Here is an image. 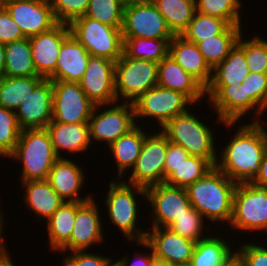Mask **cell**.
<instances>
[{
  "instance_id": "obj_44",
  "label": "cell",
  "mask_w": 267,
  "mask_h": 266,
  "mask_svg": "<svg viewBox=\"0 0 267 266\" xmlns=\"http://www.w3.org/2000/svg\"><path fill=\"white\" fill-rule=\"evenodd\" d=\"M50 3L56 21L69 25L85 15L90 0H50Z\"/></svg>"
},
{
  "instance_id": "obj_51",
  "label": "cell",
  "mask_w": 267,
  "mask_h": 266,
  "mask_svg": "<svg viewBox=\"0 0 267 266\" xmlns=\"http://www.w3.org/2000/svg\"><path fill=\"white\" fill-rule=\"evenodd\" d=\"M252 182L257 185L267 187V150L264 153L259 173L252 180Z\"/></svg>"
},
{
  "instance_id": "obj_32",
  "label": "cell",
  "mask_w": 267,
  "mask_h": 266,
  "mask_svg": "<svg viewBox=\"0 0 267 266\" xmlns=\"http://www.w3.org/2000/svg\"><path fill=\"white\" fill-rule=\"evenodd\" d=\"M208 235L195 244L189 263L191 266H223L234 254V247L229 246L225 237L221 239V236L219 238L216 234Z\"/></svg>"
},
{
  "instance_id": "obj_37",
  "label": "cell",
  "mask_w": 267,
  "mask_h": 266,
  "mask_svg": "<svg viewBox=\"0 0 267 266\" xmlns=\"http://www.w3.org/2000/svg\"><path fill=\"white\" fill-rule=\"evenodd\" d=\"M214 166L205 158L188 156L165 179L164 183L174 187L187 188L201 179Z\"/></svg>"
},
{
  "instance_id": "obj_36",
  "label": "cell",
  "mask_w": 267,
  "mask_h": 266,
  "mask_svg": "<svg viewBox=\"0 0 267 266\" xmlns=\"http://www.w3.org/2000/svg\"><path fill=\"white\" fill-rule=\"evenodd\" d=\"M171 40L123 37V52L134 59L151 60L159 63L169 55Z\"/></svg>"
},
{
  "instance_id": "obj_2",
  "label": "cell",
  "mask_w": 267,
  "mask_h": 266,
  "mask_svg": "<svg viewBox=\"0 0 267 266\" xmlns=\"http://www.w3.org/2000/svg\"><path fill=\"white\" fill-rule=\"evenodd\" d=\"M236 185L237 183L214 166L201 179L188 186L186 191L191 206L206 221L229 225Z\"/></svg>"
},
{
  "instance_id": "obj_3",
  "label": "cell",
  "mask_w": 267,
  "mask_h": 266,
  "mask_svg": "<svg viewBox=\"0 0 267 266\" xmlns=\"http://www.w3.org/2000/svg\"><path fill=\"white\" fill-rule=\"evenodd\" d=\"M111 180L107 195H105L104 203L108 211V218L110 224L112 223L128 241L141 242L145 241L147 231L149 229H142L137 226L139 207L137 196H144L146 199V189L140 186L129 184L124 180ZM136 196V197H135ZM138 202V203H137ZM137 223V224H136Z\"/></svg>"
},
{
  "instance_id": "obj_52",
  "label": "cell",
  "mask_w": 267,
  "mask_h": 266,
  "mask_svg": "<svg viewBox=\"0 0 267 266\" xmlns=\"http://www.w3.org/2000/svg\"><path fill=\"white\" fill-rule=\"evenodd\" d=\"M3 240L0 241V266H15L16 264L12 263L10 251L7 250V244Z\"/></svg>"
},
{
  "instance_id": "obj_33",
  "label": "cell",
  "mask_w": 267,
  "mask_h": 266,
  "mask_svg": "<svg viewBox=\"0 0 267 266\" xmlns=\"http://www.w3.org/2000/svg\"><path fill=\"white\" fill-rule=\"evenodd\" d=\"M77 211V202L64 201L46 222L51 250L57 252L71 237Z\"/></svg>"
},
{
  "instance_id": "obj_49",
  "label": "cell",
  "mask_w": 267,
  "mask_h": 266,
  "mask_svg": "<svg viewBox=\"0 0 267 266\" xmlns=\"http://www.w3.org/2000/svg\"><path fill=\"white\" fill-rule=\"evenodd\" d=\"M188 156V152L182 146L172 143L167 139L164 181Z\"/></svg>"
},
{
  "instance_id": "obj_17",
  "label": "cell",
  "mask_w": 267,
  "mask_h": 266,
  "mask_svg": "<svg viewBox=\"0 0 267 266\" xmlns=\"http://www.w3.org/2000/svg\"><path fill=\"white\" fill-rule=\"evenodd\" d=\"M79 83L94 105H108L117 102L115 61L90 55L85 73Z\"/></svg>"
},
{
  "instance_id": "obj_19",
  "label": "cell",
  "mask_w": 267,
  "mask_h": 266,
  "mask_svg": "<svg viewBox=\"0 0 267 266\" xmlns=\"http://www.w3.org/2000/svg\"><path fill=\"white\" fill-rule=\"evenodd\" d=\"M15 113L21 130L45 129L52 121V81L50 79H43Z\"/></svg>"
},
{
  "instance_id": "obj_22",
  "label": "cell",
  "mask_w": 267,
  "mask_h": 266,
  "mask_svg": "<svg viewBox=\"0 0 267 266\" xmlns=\"http://www.w3.org/2000/svg\"><path fill=\"white\" fill-rule=\"evenodd\" d=\"M75 160L59 158L52 166L47 181L57 194L67 202H85L93 196L84 198L79 194L85 184V171ZM84 171V172H83Z\"/></svg>"
},
{
  "instance_id": "obj_5",
  "label": "cell",
  "mask_w": 267,
  "mask_h": 266,
  "mask_svg": "<svg viewBox=\"0 0 267 266\" xmlns=\"http://www.w3.org/2000/svg\"><path fill=\"white\" fill-rule=\"evenodd\" d=\"M191 111L188 110L169 120L160 131L168 141L182 146L190 156L205 158L215 166L218 149L214 130L201 121L200 116L191 114Z\"/></svg>"
},
{
  "instance_id": "obj_53",
  "label": "cell",
  "mask_w": 267,
  "mask_h": 266,
  "mask_svg": "<svg viewBox=\"0 0 267 266\" xmlns=\"http://www.w3.org/2000/svg\"><path fill=\"white\" fill-rule=\"evenodd\" d=\"M223 266H245L242 258L234 252V254L224 263Z\"/></svg>"
},
{
  "instance_id": "obj_1",
  "label": "cell",
  "mask_w": 267,
  "mask_h": 266,
  "mask_svg": "<svg viewBox=\"0 0 267 266\" xmlns=\"http://www.w3.org/2000/svg\"><path fill=\"white\" fill-rule=\"evenodd\" d=\"M264 123L267 122L239 123L232 140L218 154L215 166L235 183L252 181L259 173L267 150V129Z\"/></svg>"
},
{
  "instance_id": "obj_60",
  "label": "cell",
  "mask_w": 267,
  "mask_h": 266,
  "mask_svg": "<svg viewBox=\"0 0 267 266\" xmlns=\"http://www.w3.org/2000/svg\"><path fill=\"white\" fill-rule=\"evenodd\" d=\"M178 266H191L190 264H183V265H178Z\"/></svg>"
},
{
  "instance_id": "obj_14",
  "label": "cell",
  "mask_w": 267,
  "mask_h": 266,
  "mask_svg": "<svg viewBox=\"0 0 267 266\" xmlns=\"http://www.w3.org/2000/svg\"><path fill=\"white\" fill-rule=\"evenodd\" d=\"M146 200L150 204L152 227L168 228L191 207L185 188L174 187L165 183L146 188Z\"/></svg>"
},
{
  "instance_id": "obj_21",
  "label": "cell",
  "mask_w": 267,
  "mask_h": 266,
  "mask_svg": "<svg viewBox=\"0 0 267 266\" xmlns=\"http://www.w3.org/2000/svg\"><path fill=\"white\" fill-rule=\"evenodd\" d=\"M145 242L152 248L154 256L176 265L189 264L196 242L182 237L165 227H151Z\"/></svg>"
},
{
  "instance_id": "obj_50",
  "label": "cell",
  "mask_w": 267,
  "mask_h": 266,
  "mask_svg": "<svg viewBox=\"0 0 267 266\" xmlns=\"http://www.w3.org/2000/svg\"><path fill=\"white\" fill-rule=\"evenodd\" d=\"M138 244L144 248L146 247L148 253L146 251L142 252L141 255L138 253H136V260H132L131 262L129 261V255L125 254V257H122L121 259H118L117 261H115V263L118 265V266H150L151 265V262H152V259L154 257V253H153V250L152 248L145 242V241H141V242H137V246ZM144 253V254H143ZM139 256V257H137ZM128 257V258H127ZM131 263V264H130Z\"/></svg>"
},
{
  "instance_id": "obj_7",
  "label": "cell",
  "mask_w": 267,
  "mask_h": 266,
  "mask_svg": "<svg viewBox=\"0 0 267 266\" xmlns=\"http://www.w3.org/2000/svg\"><path fill=\"white\" fill-rule=\"evenodd\" d=\"M70 33L90 55L117 61L123 55L122 27H113L82 16L69 24Z\"/></svg>"
},
{
  "instance_id": "obj_55",
  "label": "cell",
  "mask_w": 267,
  "mask_h": 266,
  "mask_svg": "<svg viewBox=\"0 0 267 266\" xmlns=\"http://www.w3.org/2000/svg\"><path fill=\"white\" fill-rule=\"evenodd\" d=\"M5 70V44L0 43V79L4 77Z\"/></svg>"
},
{
  "instance_id": "obj_16",
  "label": "cell",
  "mask_w": 267,
  "mask_h": 266,
  "mask_svg": "<svg viewBox=\"0 0 267 266\" xmlns=\"http://www.w3.org/2000/svg\"><path fill=\"white\" fill-rule=\"evenodd\" d=\"M122 37L173 39L165 18L154 4L124 8Z\"/></svg>"
},
{
  "instance_id": "obj_23",
  "label": "cell",
  "mask_w": 267,
  "mask_h": 266,
  "mask_svg": "<svg viewBox=\"0 0 267 266\" xmlns=\"http://www.w3.org/2000/svg\"><path fill=\"white\" fill-rule=\"evenodd\" d=\"M158 86L175 90L186 95L193 103H202L205 87L187 73L171 56L158 63Z\"/></svg>"
},
{
  "instance_id": "obj_47",
  "label": "cell",
  "mask_w": 267,
  "mask_h": 266,
  "mask_svg": "<svg viewBox=\"0 0 267 266\" xmlns=\"http://www.w3.org/2000/svg\"><path fill=\"white\" fill-rule=\"evenodd\" d=\"M235 252L242 258L245 266H267V246L256 243H241ZM239 250V251H238Z\"/></svg>"
},
{
  "instance_id": "obj_11",
  "label": "cell",
  "mask_w": 267,
  "mask_h": 266,
  "mask_svg": "<svg viewBox=\"0 0 267 266\" xmlns=\"http://www.w3.org/2000/svg\"><path fill=\"white\" fill-rule=\"evenodd\" d=\"M193 104L179 91L154 86L133 102L136 124L138 119L150 117L161 129L169 120L187 112Z\"/></svg>"
},
{
  "instance_id": "obj_20",
  "label": "cell",
  "mask_w": 267,
  "mask_h": 266,
  "mask_svg": "<svg viewBox=\"0 0 267 266\" xmlns=\"http://www.w3.org/2000/svg\"><path fill=\"white\" fill-rule=\"evenodd\" d=\"M70 34L68 24L57 23L50 30L29 38L39 76L48 79L55 72L61 45Z\"/></svg>"
},
{
  "instance_id": "obj_46",
  "label": "cell",
  "mask_w": 267,
  "mask_h": 266,
  "mask_svg": "<svg viewBox=\"0 0 267 266\" xmlns=\"http://www.w3.org/2000/svg\"><path fill=\"white\" fill-rule=\"evenodd\" d=\"M67 253L61 261L63 266H111L115 261L112 256L106 257L87 250Z\"/></svg>"
},
{
  "instance_id": "obj_24",
  "label": "cell",
  "mask_w": 267,
  "mask_h": 266,
  "mask_svg": "<svg viewBox=\"0 0 267 266\" xmlns=\"http://www.w3.org/2000/svg\"><path fill=\"white\" fill-rule=\"evenodd\" d=\"M90 53L70 34L62 43L51 81L79 83L85 73Z\"/></svg>"
},
{
  "instance_id": "obj_10",
  "label": "cell",
  "mask_w": 267,
  "mask_h": 266,
  "mask_svg": "<svg viewBox=\"0 0 267 266\" xmlns=\"http://www.w3.org/2000/svg\"><path fill=\"white\" fill-rule=\"evenodd\" d=\"M136 125L133 103L120 104L118 101L108 105H95L89 119L90 141H102L109 146Z\"/></svg>"
},
{
  "instance_id": "obj_12",
  "label": "cell",
  "mask_w": 267,
  "mask_h": 266,
  "mask_svg": "<svg viewBox=\"0 0 267 266\" xmlns=\"http://www.w3.org/2000/svg\"><path fill=\"white\" fill-rule=\"evenodd\" d=\"M148 133L140 152V155L130 170L129 184L148 188L164 183L165 157L167 153V137L159 130Z\"/></svg>"
},
{
  "instance_id": "obj_38",
  "label": "cell",
  "mask_w": 267,
  "mask_h": 266,
  "mask_svg": "<svg viewBox=\"0 0 267 266\" xmlns=\"http://www.w3.org/2000/svg\"><path fill=\"white\" fill-rule=\"evenodd\" d=\"M228 26L229 24L221 18L195 11L192 20L181 36L198 44L205 39L221 34Z\"/></svg>"
},
{
  "instance_id": "obj_43",
  "label": "cell",
  "mask_w": 267,
  "mask_h": 266,
  "mask_svg": "<svg viewBox=\"0 0 267 266\" xmlns=\"http://www.w3.org/2000/svg\"><path fill=\"white\" fill-rule=\"evenodd\" d=\"M20 133L16 113L0 105V157L8 158L13 153Z\"/></svg>"
},
{
  "instance_id": "obj_45",
  "label": "cell",
  "mask_w": 267,
  "mask_h": 266,
  "mask_svg": "<svg viewBox=\"0 0 267 266\" xmlns=\"http://www.w3.org/2000/svg\"><path fill=\"white\" fill-rule=\"evenodd\" d=\"M245 97H250L264 112L267 111V73L250 72L242 81Z\"/></svg>"
},
{
  "instance_id": "obj_13",
  "label": "cell",
  "mask_w": 267,
  "mask_h": 266,
  "mask_svg": "<svg viewBox=\"0 0 267 266\" xmlns=\"http://www.w3.org/2000/svg\"><path fill=\"white\" fill-rule=\"evenodd\" d=\"M52 121L58 123L89 122L95 105L81 89L80 83L52 81Z\"/></svg>"
},
{
  "instance_id": "obj_8",
  "label": "cell",
  "mask_w": 267,
  "mask_h": 266,
  "mask_svg": "<svg viewBox=\"0 0 267 266\" xmlns=\"http://www.w3.org/2000/svg\"><path fill=\"white\" fill-rule=\"evenodd\" d=\"M158 84V62L123 55L115 62L116 101L133 103ZM120 98V99H119ZM122 98V99H121Z\"/></svg>"
},
{
  "instance_id": "obj_61",
  "label": "cell",
  "mask_w": 267,
  "mask_h": 266,
  "mask_svg": "<svg viewBox=\"0 0 267 266\" xmlns=\"http://www.w3.org/2000/svg\"><path fill=\"white\" fill-rule=\"evenodd\" d=\"M111 266H118L115 262Z\"/></svg>"
},
{
  "instance_id": "obj_9",
  "label": "cell",
  "mask_w": 267,
  "mask_h": 266,
  "mask_svg": "<svg viewBox=\"0 0 267 266\" xmlns=\"http://www.w3.org/2000/svg\"><path fill=\"white\" fill-rule=\"evenodd\" d=\"M205 95H208V102L214 108L213 111L217 114V122L226 125L225 127L231 129L242 118L252 114V122H261L260 115L264 111L250 98L245 97L243 86L240 85H226V86H206ZM256 115V116H255ZM258 116V117H257ZM255 118V119H254ZM230 127V128H229Z\"/></svg>"
},
{
  "instance_id": "obj_48",
  "label": "cell",
  "mask_w": 267,
  "mask_h": 266,
  "mask_svg": "<svg viewBox=\"0 0 267 266\" xmlns=\"http://www.w3.org/2000/svg\"><path fill=\"white\" fill-rule=\"evenodd\" d=\"M25 38L20 27L12 19L4 6L0 7V43L8 44Z\"/></svg>"
},
{
  "instance_id": "obj_18",
  "label": "cell",
  "mask_w": 267,
  "mask_h": 266,
  "mask_svg": "<svg viewBox=\"0 0 267 266\" xmlns=\"http://www.w3.org/2000/svg\"><path fill=\"white\" fill-rule=\"evenodd\" d=\"M4 7L25 38L48 31L58 23L50 0H11Z\"/></svg>"
},
{
  "instance_id": "obj_6",
  "label": "cell",
  "mask_w": 267,
  "mask_h": 266,
  "mask_svg": "<svg viewBox=\"0 0 267 266\" xmlns=\"http://www.w3.org/2000/svg\"><path fill=\"white\" fill-rule=\"evenodd\" d=\"M228 226L242 232H267V187L252 181L237 183Z\"/></svg>"
},
{
  "instance_id": "obj_42",
  "label": "cell",
  "mask_w": 267,
  "mask_h": 266,
  "mask_svg": "<svg viewBox=\"0 0 267 266\" xmlns=\"http://www.w3.org/2000/svg\"><path fill=\"white\" fill-rule=\"evenodd\" d=\"M204 217L193 206L187 209L183 215L176 218L168 228L182 237L198 242L208 237L204 232L206 228ZM206 236V237H205Z\"/></svg>"
},
{
  "instance_id": "obj_29",
  "label": "cell",
  "mask_w": 267,
  "mask_h": 266,
  "mask_svg": "<svg viewBox=\"0 0 267 266\" xmlns=\"http://www.w3.org/2000/svg\"><path fill=\"white\" fill-rule=\"evenodd\" d=\"M249 73L245 52L236 44L226 59L212 69L211 81L207 86L240 85Z\"/></svg>"
},
{
  "instance_id": "obj_54",
  "label": "cell",
  "mask_w": 267,
  "mask_h": 266,
  "mask_svg": "<svg viewBox=\"0 0 267 266\" xmlns=\"http://www.w3.org/2000/svg\"><path fill=\"white\" fill-rule=\"evenodd\" d=\"M124 8L135 5L154 4L156 0H121Z\"/></svg>"
},
{
  "instance_id": "obj_28",
  "label": "cell",
  "mask_w": 267,
  "mask_h": 266,
  "mask_svg": "<svg viewBox=\"0 0 267 266\" xmlns=\"http://www.w3.org/2000/svg\"><path fill=\"white\" fill-rule=\"evenodd\" d=\"M141 127L140 124H137L128 133L120 136L108 146L117 166L118 179L126 176L125 173L134 167L140 155L145 136L149 133V131L147 132Z\"/></svg>"
},
{
  "instance_id": "obj_31",
  "label": "cell",
  "mask_w": 267,
  "mask_h": 266,
  "mask_svg": "<svg viewBox=\"0 0 267 266\" xmlns=\"http://www.w3.org/2000/svg\"><path fill=\"white\" fill-rule=\"evenodd\" d=\"M243 26L229 25L221 34L212 36L197 44L205 62L213 69L222 63L235 47L242 33Z\"/></svg>"
},
{
  "instance_id": "obj_41",
  "label": "cell",
  "mask_w": 267,
  "mask_h": 266,
  "mask_svg": "<svg viewBox=\"0 0 267 266\" xmlns=\"http://www.w3.org/2000/svg\"><path fill=\"white\" fill-rule=\"evenodd\" d=\"M243 37L241 34L237 44L245 52L249 72L267 73V39H263L259 34L245 40Z\"/></svg>"
},
{
  "instance_id": "obj_4",
  "label": "cell",
  "mask_w": 267,
  "mask_h": 266,
  "mask_svg": "<svg viewBox=\"0 0 267 266\" xmlns=\"http://www.w3.org/2000/svg\"><path fill=\"white\" fill-rule=\"evenodd\" d=\"M8 158L22 163L21 182L47 180L53 164L59 159L46 128L21 130L19 141Z\"/></svg>"
},
{
  "instance_id": "obj_58",
  "label": "cell",
  "mask_w": 267,
  "mask_h": 266,
  "mask_svg": "<svg viewBox=\"0 0 267 266\" xmlns=\"http://www.w3.org/2000/svg\"><path fill=\"white\" fill-rule=\"evenodd\" d=\"M11 0H0V7L1 6H5L8 2H10Z\"/></svg>"
},
{
  "instance_id": "obj_15",
  "label": "cell",
  "mask_w": 267,
  "mask_h": 266,
  "mask_svg": "<svg viewBox=\"0 0 267 266\" xmlns=\"http://www.w3.org/2000/svg\"><path fill=\"white\" fill-rule=\"evenodd\" d=\"M92 197L85 202H77V211L70 239L58 250V253L86 251L92 245L104 241L101 222L102 213Z\"/></svg>"
},
{
  "instance_id": "obj_57",
  "label": "cell",
  "mask_w": 267,
  "mask_h": 266,
  "mask_svg": "<svg viewBox=\"0 0 267 266\" xmlns=\"http://www.w3.org/2000/svg\"><path fill=\"white\" fill-rule=\"evenodd\" d=\"M4 222H5V219L0 218V238H4L3 232H4V227H5L4 225L6 224Z\"/></svg>"
},
{
  "instance_id": "obj_34",
  "label": "cell",
  "mask_w": 267,
  "mask_h": 266,
  "mask_svg": "<svg viewBox=\"0 0 267 266\" xmlns=\"http://www.w3.org/2000/svg\"><path fill=\"white\" fill-rule=\"evenodd\" d=\"M43 79L41 76L2 77L0 79V105L16 112Z\"/></svg>"
},
{
  "instance_id": "obj_40",
  "label": "cell",
  "mask_w": 267,
  "mask_h": 266,
  "mask_svg": "<svg viewBox=\"0 0 267 266\" xmlns=\"http://www.w3.org/2000/svg\"><path fill=\"white\" fill-rule=\"evenodd\" d=\"M124 6L121 0H90L84 16L103 24L122 27Z\"/></svg>"
},
{
  "instance_id": "obj_25",
  "label": "cell",
  "mask_w": 267,
  "mask_h": 266,
  "mask_svg": "<svg viewBox=\"0 0 267 266\" xmlns=\"http://www.w3.org/2000/svg\"><path fill=\"white\" fill-rule=\"evenodd\" d=\"M55 153L59 158H65L62 153L79 154L88 151L90 147L89 122L85 123H58L51 121L46 127Z\"/></svg>"
},
{
  "instance_id": "obj_27",
  "label": "cell",
  "mask_w": 267,
  "mask_h": 266,
  "mask_svg": "<svg viewBox=\"0 0 267 266\" xmlns=\"http://www.w3.org/2000/svg\"><path fill=\"white\" fill-rule=\"evenodd\" d=\"M21 184L25 206L40 220L47 221L64 202L47 180L25 181Z\"/></svg>"
},
{
  "instance_id": "obj_35",
  "label": "cell",
  "mask_w": 267,
  "mask_h": 266,
  "mask_svg": "<svg viewBox=\"0 0 267 266\" xmlns=\"http://www.w3.org/2000/svg\"><path fill=\"white\" fill-rule=\"evenodd\" d=\"M155 7L174 35H181L196 11L195 0H156Z\"/></svg>"
},
{
  "instance_id": "obj_26",
  "label": "cell",
  "mask_w": 267,
  "mask_h": 266,
  "mask_svg": "<svg viewBox=\"0 0 267 266\" xmlns=\"http://www.w3.org/2000/svg\"><path fill=\"white\" fill-rule=\"evenodd\" d=\"M169 56L205 88L210 83L212 69L205 62L197 44L188 41L181 35H174L169 45Z\"/></svg>"
},
{
  "instance_id": "obj_56",
  "label": "cell",
  "mask_w": 267,
  "mask_h": 266,
  "mask_svg": "<svg viewBox=\"0 0 267 266\" xmlns=\"http://www.w3.org/2000/svg\"><path fill=\"white\" fill-rule=\"evenodd\" d=\"M150 266H178V265L154 256Z\"/></svg>"
},
{
  "instance_id": "obj_39",
  "label": "cell",
  "mask_w": 267,
  "mask_h": 266,
  "mask_svg": "<svg viewBox=\"0 0 267 266\" xmlns=\"http://www.w3.org/2000/svg\"><path fill=\"white\" fill-rule=\"evenodd\" d=\"M241 0H195L196 11L225 20L231 26H242Z\"/></svg>"
},
{
  "instance_id": "obj_30",
  "label": "cell",
  "mask_w": 267,
  "mask_h": 266,
  "mask_svg": "<svg viewBox=\"0 0 267 266\" xmlns=\"http://www.w3.org/2000/svg\"><path fill=\"white\" fill-rule=\"evenodd\" d=\"M4 76H39L32 59V51L29 38H22L5 44Z\"/></svg>"
},
{
  "instance_id": "obj_59",
  "label": "cell",
  "mask_w": 267,
  "mask_h": 266,
  "mask_svg": "<svg viewBox=\"0 0 267 266\" xmlns=\"http://www.w3.org/2000/svg\"><path fill=\"white\" fill-rule=\"evenodd\" d=\"M1 211H2V210H0V218H3V214H4V212L2 213Z\"/></svg>"
}]
</instances>
